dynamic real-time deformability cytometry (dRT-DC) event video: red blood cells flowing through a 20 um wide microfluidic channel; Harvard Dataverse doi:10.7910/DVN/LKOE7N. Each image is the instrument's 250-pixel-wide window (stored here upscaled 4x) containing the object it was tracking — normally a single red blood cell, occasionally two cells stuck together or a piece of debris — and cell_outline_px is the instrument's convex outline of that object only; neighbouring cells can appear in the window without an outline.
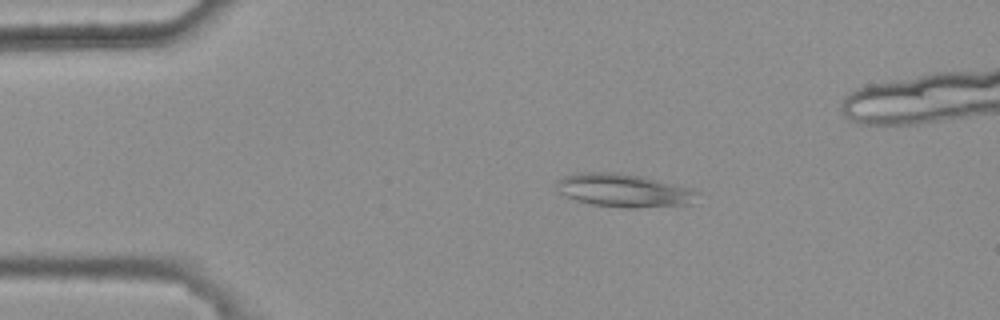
{"species": "common noctule bat (a hibernating species)", "species_latin": "Nyctalus noctula", "temperature_condition": "warm", "stored_images_in_passage": 4, "camera_frame_rate_fps": 3000, "um_per_image_px": 0.085, "animal": {"sex": "female", "body_mass_g": 25.1}, "frame": {"image": 1, "passage_image": 1, "time_ms": 0.0, "image_size_px": [1000, 320], "cell_outline_px": [[700, 192], [692, 204], [636, 208], [624, 208], [592, 204], [576, 200], [560, 192], [556, 184], [556, 180], [564, 176], [584, 172], [616, 172], [644, 176], [688, 188]], "centroid_in_image_um": [53.04, 16.18], "position_along_channel_um": 32.0, "area_um2": 27.17}}
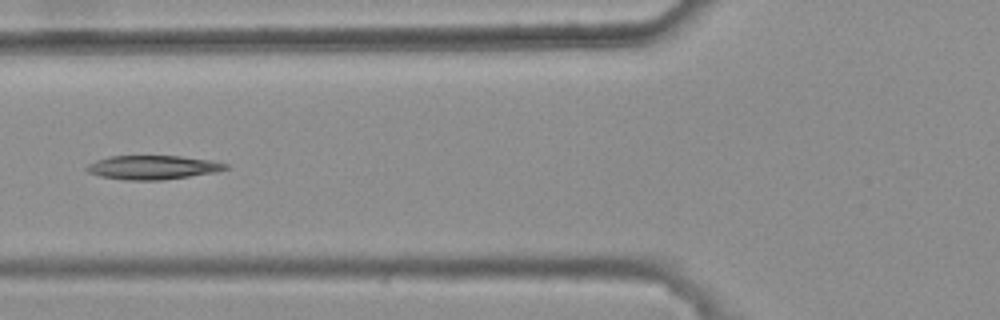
{"frame": {"image": 2, "passage_image": 4, "time_ms": 1.0, "image_size_px": [1000, 320], "cell_outline_px": [[228, 168], [216, 172], [160, 180], [124, 180], [100, 176], [88, 172], [84, 168], [88, 164], [96, 160], [112, 156], [180, 156], [212, 160], [228, 164]], "centroid_in_image_um": [12.97, 14.22], "position_along_channel_um": 112.8, "area_um2": 19.31}}